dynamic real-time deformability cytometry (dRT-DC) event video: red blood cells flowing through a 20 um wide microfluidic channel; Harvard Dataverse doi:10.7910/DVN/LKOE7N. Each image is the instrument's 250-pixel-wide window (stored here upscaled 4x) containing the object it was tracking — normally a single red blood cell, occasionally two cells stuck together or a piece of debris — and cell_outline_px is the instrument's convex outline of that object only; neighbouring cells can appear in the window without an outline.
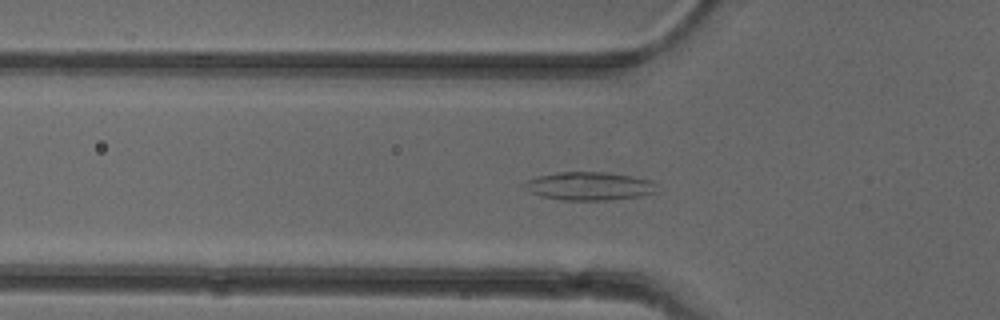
{"species": "common noctule bat (a hibernating species)", "species_latin": "Nyctalus noctula", "temperature_condition": "cold", "stored_images_in_passage": 53, "segment_of_instrument_passage": [1, 2], "camera_frame_rate_fps": 3000, "um_per_image_px": 0.085, "animal": {"sex": "female"}, "frame": {"image": 1, "passage_image": 17, "time_ms": 5.333, "image_size_px": [1000, 320], "cell_outline_px": [[660, 192], [640, 196], [608, 200], [560, 200], [540, 196], [528, 192], [524, 188], [524, 184], [528, 180], [536, 176], [560, 172], [608, 172], [632, 176], [652, 180], [656, 184]], "centroid_in_image_um": [50.12, 15.82], "position_along_channel_um": 75.7, "area_um2": 22.14}}
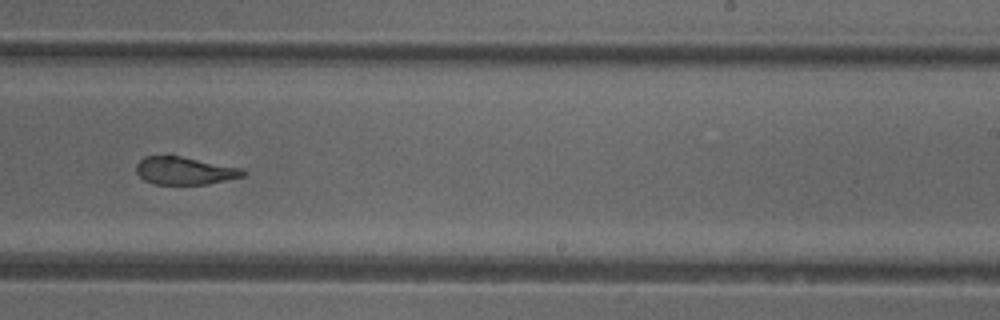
{"frame": {"image": 2, "passage_image": 32, "time_ms": 10.333, "image_size_px": [1000, 320], "cell_outline_px": [[248, 172], [244, 176], [208, 184], [152, 184], [144, 180], [136, 172], [136, 164], [144, 156], [168, 152], [240, 168]], "centroid_in_image_um": [15.64, 14.46], "position_along_channel_um": 273.4, "area_um2": 17.98}}
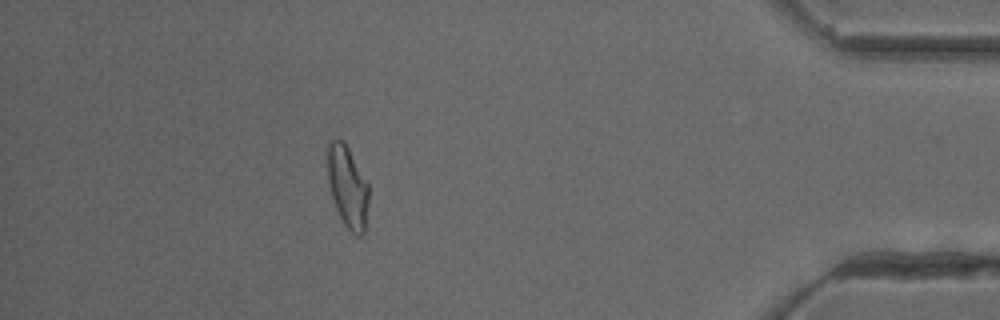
{"frame": {"image": 3, "passage_image": 46, "time_ms": 15.0, "image_size_px": [1000, 320], "cell_outline_px": [[368, 204], [364, 232], [360, 236], [356, 236], [344, 224], [336, 208], [328, 184], [324, 148], [332, 140], [344, 140], [368, 184]], "centroid_in_image_um": [29.5, 15.81], "position_along_channel_um": 405.7, "area_um2": 19.88}}